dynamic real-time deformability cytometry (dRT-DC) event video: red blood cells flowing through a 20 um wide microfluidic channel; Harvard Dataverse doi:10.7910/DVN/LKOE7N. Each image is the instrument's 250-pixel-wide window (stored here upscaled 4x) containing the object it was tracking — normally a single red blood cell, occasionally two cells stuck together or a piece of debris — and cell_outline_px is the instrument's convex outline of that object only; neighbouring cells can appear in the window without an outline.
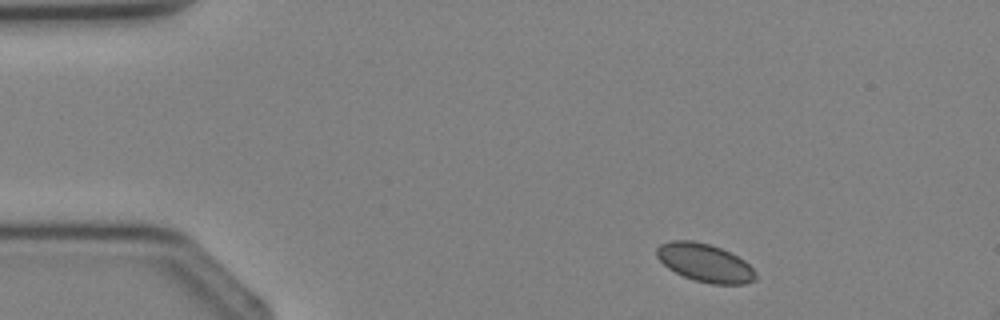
{"species": "Egyptian fruit bat (a non-hibernating species)", "species_latin": "Rousettus aegyptiacus", "temperature_condition": "cold", "stored_images_in_passage": 3, "camera_frame_rate_fps": 3000, "um_per_image_px": 0.085, "animal": {"sex": "female"}, "frame": {"image": 1, "passage_image": 1, "time_ms": 0.0, "image_size_px": [1000, 320], "cell_outline_px": [[756, 280], [744, 284], [712, 284], [696, 280], [684, 276], [668, 268], [656, 256], [656, 248], [660, 244], [672, 240], [692, 240], [708, 244], [720, 248], [744, 260], [756, 272]], "centroid_in_image_um": [59.91, 22.33], "position_along_channel_um": 25.1, "area_um2": 21.79}}